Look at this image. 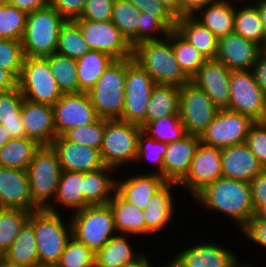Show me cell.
<instances>
[{
    "label": "cell",
    "mask_w": 266,
    "mask_h": 267,
    "mask_svg": "<svg viewBox=\"0 0 266 267\" xmlns=\"http://www.w3.org/2000/svg\"><path fill=\"white\" fill-rule=\"evenodd\" d=\"M194 198L201 206L222 213L238 224L240 231L255 216L249 182L221 177L205 186Z\"/></svg>",
    "instance_id": "obj_1"
},
{
    "label": "cell",
    "mask_w": 266,
    "mask_h": 267,
    "mask_svg": "<svg viewBox=\"0 0 266 267\" xmlns=\"http://www.w3.org/2000/svg\"><path fill=\"white\" fill-rule=\"evenodd\" d=\"M132 58L157 85L181 87L190 81L178 64L168 38L138 43L133 47Z\"/></svg>",
    "instance_id": "obj_2"
},
{
    "label": "cell",
    "mask_w": 266,
    "mask_h": 267,
    "mask_svg": "<svg viewBox=\"0 0 266 267\" xmlns=\"http://www.w3.org/2000/svg\"><path fill=\"white\" fill-rule=\"evenodd\" d=\"M67 20L48 5L27 15L21 40L23 52L28 57H47L56 51L61 27Z\"/></svg>",
    "instance_id": "obj_3"
},
{
    "label": "cell",
    "mask_w": 266,
    "mask_h": 267,
    "mask_svg": "<svg viewBox=\"0 0 266 267\" xmlns=\"http://www.w3.org/2000/svg\"><path fill=\"white\" fill-rule=\"evenodd\" d=\"M29 222L34 227L39 263H57L72 237L71 220L64 223L60 212L46 209L32 211Z\"/></svg>",
    "instance_id": "obj_4"
},
{
    "label": "cell",
    "mask_w": 266,
    "mask_h": 267,
    "mask_svg": "<svg viewBox=\"0 0 266 267\" xmlns=\"http://www.w3.org/2000/svg\"><path fill=\"white\" fill-rule=\"evenodd\" d=\"M72 236L95 254L115 235L114 214L109 204L90 205L70 216Z\"/></svg>",
    "instance_id": "obj_5"
},
{
    "label": "cell",
    "mask_w": 266,
    "mask_h": 267,
    "mask_svg": "<svg viewBox=\"0 0 266 267\" xmlns=\"http://www.w3.org/2000/svg\"><path fill=\"white\" fill-rule=\"evenodd\" d=\"M126 59H115L88 92L99 118L121 120L124 109Z\"/></svg>",
    "instance_id": "obj_6"
},
{
    "label": "cell",
    "mask_w": 266,
    "mask_h": 267,
    "mask_svg": "<svg viewBox=\"0 0 266 267\" xmlns=\"http://www.w3.org/2000/svg\"><path fill=\"white\" fill-rule=\"evenodd\" d=\"M142 128L119 119H105L103 143L100 149L105 166L115 170L135 164L138 153V139Z\"/></svg>",
    "instance_id": "obj_7"
},
{
    "label": "cell",
    "mask_w": 266,
    "mask_h": 267,
    "mask_svg": "<svg viewBox=\"0 0 266 267\" xmlns=\"http://www.w3.org/2000/svg\"><path fill=\"white\" fill-rule=\"evenodd\" d=\"M62 171L52 146L41 145L27 169L32 200L39 209H46L55 198Z\"/></svg>",
    "instance_id": "obj_8"
},
{
    "label": "cell",
    "mask_w": 266,
    "mask_h": 267,
    "mask_svg": "<svg viewBox=\"0 0 266 267\" xmlns=\"http://www.w3.org/2000/svg\"><path fill=\"white\" fill-rule=\"evenodd\" d=\"M17 86L24 99L53 106L62 96L47 57L25 56Z\"/></svg>",
    "instance_id": "obj_9"
},
{
    "label": "cell",
    "mask_w": 266,
    "mask_h": 267,
    "mask_svg": "<svg viewBox=\"0 0 266 267\" xmlns=\"http://www.w3.org/2000/svg\"><path fill=\"white\" fill-rule=\"evenodd\" d=\"M156 83L133 58H126L124 109L121 120L145 126L147 105Z\"/></svg>",
    "instance_id": "obj_10"
},
{
    "label": "cell",
    "mask_w": 266,
    "mask_h": 267,
    "mask_svg": "<svg viewBox=\"0 0 266 267\" xmlns=\"http://www.w3.org/2000/svg\"><path fill=\"white\" fill-rule=\"evenodd\" d=\"M179 100V116L186 133L200 137L220 109L191 81L179 87Z\"/></svg>",
    "instance_id": "obj_11"
},
{
    "label": "cell",
    "mask_w": 266,
    "mask_h": 267,
    "mask_svg": "<svg viewBox=\"0 0 266 267\" xmlns=\"http://www.w3.org/2000/svg\"><path fill=\"white\" fill-rule=\"evenodd\" d=\"M230 111L241 113L255 122H262L266 114V94L256 82L252 70L231 71Z\"/></svg>",
    "instance_id": "obj_12"
},
{
    "label": "cell",
    "mask_w": 266,
    "mask_h": 267,
    "mask_svg": "<svg viewBox=\"0 0 266 267\" xmlns=\"http://www.w3.org/2000/svg\"><path fill=\"white\" fill-rule=\"evenodd\" d=\"M255 123L250 117L228 109H220L200 142L217 148H225L246 142L250 127Z\"/></svg>",
    "instance_id": "obj_13"
},
{
    "label": "cell",
    "mask_w": 266,
    "mask_h": 267,
    "mask_svg": "<svg viewBox=\"0 0 266 267\" xmlns=\"http://www.w3.org/2000/svg\"><path fill=\"white\" fill-rule=\"evenodd\" d=\"M81 29L84 40L91 50L102 51L114 59L131 58L133 46L111 22H95L86 19L74 20Z\"/></svg>",
    "instance_id": "obj_14"
},
{
    "label": "cell",
    "mask_w": 266,
    "mask_h": 267,
    "mask_svg": "<svg viewBox=\"0 0 266 267\" xmlns=\"http://www.w3.org/2000/svg\"><path fill=\"white\" fill-rule=\"evenodd\" d=\"M52 107L56 137L71 128L89 125L99 119L88 92L62 94Z\"/></svg>",
    "instance_id": "obj_15"
},
{
    "label": "cell",
    "mask_w": 266,
    "mask_h": 267,
    "mask_svg": "<svg viewBox=\"0 0 266 267\" xmlns=\"http://www.w3.org/2000/svg\"><path fill=\"white\" fill-rule=\"evenodd\" d=\"M222 177L221 149L199 143L187 176L179 183L195 196L205 186Z\"/></svg>",
    "instance_id": "obj_16"
},
{
    "label": "cell",
    "mask_w": 266,
    "mask_h": 267,
    "mask_svg": "<svg viewBox=\"0 0 266 267\" xmlns=\"http://www.w3.org/2000/svg\"><path fill=\"white\" fill-rule=\"evenodd\" d=\"M230 74L223 63L208 59L190 81L202 89L219 109H227L230 104Z\"/></svg>",
    "instance_id": "obj_17"
},
{
    "label": "cell",
    "mask_w": 266,
    "mask_h": 267,
    "mask_svg": "<svg viewBox=\"0 0 266 267\" xmlns=\"http://www.w3.org/2000/svg\"><path fill=\"white\" fill-rule=\"evenodd\" d=\"M263 48L235 32L218 39L216 60L230 71L252 70Z\"/></svg>",
    "instance_id": "obj_18"
},
{
    "label": "cell",
    "mask_w": 266,
    "mask_h": 267,
    "mask_svg": "<svg viewBox=\"0 0 266 267\" xmlns=\"http://www.w3.org/2000/svg\"><path fill=\"white\" fill-rule=\"evenodd\" d=\"M0 208L36 211L27 170L0 167Z\"/></svg>",
    "instance_id": "obj_19"
},
{
    "label": "cell",
    "mask_w": 266,
    "mask_h": 267,
    "mask_svg": "<svg viewBox=\"0 0 266 267\" xmlns=\"http://www.w3.org/2000/svg\"><path fill=\"white\" fill-rule=\"evenodd\" d=\"M51 146L63 171L86 173L105 166L99 149L68 141L63 136L56 137Z\"/></svg>",
    "instance_id": "obj_20"
},
{
    "label": "cell",
    "mask_w": 266,
    "mask_h": 267,
    "mask_svg": "<svg viewBox=\"0 0 266 267\" xmlns=\"http://www.w3.org/2000/svg\"><path fill=\"white\" fill-rule=\"evenodd\" d=\"M222 177L250 182L265 169L246 143L221 149Z\"/></svg>",
    "instance_id": "obj_21"
},
{
    "label": "cell",
    "mask_w": 266,
    "mask_h": 267,
    "mask_svg": "<svg viewBox=\"0 0 266 267\" xmlns=\"http://www.w3.org/2000/svg\"><path fill=\"white\" fill-rule=\"evenodd\" d=\"M21 118L28 138L34 139L40 145H51L56 138L54 112L51 105L24 99Z\"/></svg>",
    "instance_id": "obj_22"
},
{
    "label": "cell",
    "mask_w": 266,
    "mask_h": 267,
    "mask_svg": "<svg viewBox=\"0 0 266 267\" xmlns=\"http://www.w3.org/2000/svg\"><path fill=\"white\" fill-rule=\"evenodd\" d=\"M200 137L187 134L181 140L168 143L163 159V178L179 184L188 174Z\"/></svg>",
    "instance_id": "obj_23"
},
{
    "label": "cell",
    "mask_w": 266,
    "mask_h": 267,
    "mask_svg": "<svg viewBox=\"0 0 266 267\" xmlns=\"http://www.w3.org/2000/svg\"><path fill=\"white\" fill-rule=\"evenodd\" d=\"M176 257L184 267H238L240 258L224 246L199 243L179 251Z\"/></svg>",
    "instance_id": "obj_24"
},
{
    "label": "cell",
    "mask_w": 266,
    "mask_h": 267,
    "mask_svg": "<svg viewBox=\"0 0 266 267\" xmlns=\"http://www.w3.org/2000/svg\"><path fill=\"white\" fill-rule=\"evenodd\" d=\"M153 172L116 179V191L131 205L145 209L153 194L166 183L161 175Z\"/></svg>",
    "instance_id": "obj_25"
},
{
    "label": "cell",
    "mask_w": 266,
    "mask_h": 267,
    "mask_svg": "<svg viewBox=\"0 0 266 267\" xmlns=\"http://www.w3.org/2000/svg\"><path fill=\"white\" fill-rule=\"evenodd\" d=\"M176 186L179 187V184L166 182L153 194L146 208L143 209L146 228L151 233L163 231L172 222L175 211L172 190Z\"/></svg>",
    "instance_id": "obj_26"
},
{
    "label": "cell",
    "mask_w": 266,
    "mask_h": 267,
    "mask_svg": "<svg viewBox=\"0 0 266 267\" xmlns=\"http://www.w3.org/2000/svg\"><path fill=\"white\" fill-rule=\"evenodd\" d=\"M82 191H84V173L62 171L55 198L46 210L58 213L56 206L61 204L64 208H70L74 211L72 213H75L90 206L84 199Z\"/></svg>",
    "instance_id": "obj_27"
},
{
    "label": "cell",
    "mask_w": 266,
    "mask_h": 267,
    "mask_svg": "<svg viewBox=\"0 0 266 267\" xmlns=\"http://www.w3.org/2000/svg\"><path fill=\"white\" fill-rule=\"evenodd\" d=\"M108 204L113 211L115 228L118 234L129 236L152 234L146 228L143 210L131 205L116 190Z\"/></svg>",
    "instance_id": "obj_28"
},
{
    "label": "cell",
    "mask_w": 266,
    "mask_h": 267,
    "mask_svg": "<svg viewBox=\"0 0 266 267\" xmlns=\"http://www.w3.org/2000/svg\"><path fill=\"white\" fill-rule=\"evenodd\" d=\"M193 16L214 33L218 39L234 32L235 6L230 0H217L207 4Z\"/></svg>",
    "instance_id": "obj_29"
},
{
    "label": "cell",
    "mask_w": 266,
    "mask_h": 267,
    "mask_svg": "<svg viewBox=\"0 0 266 267\" xmlns=\"http://www.w3.org/2000/svg\"><path fill=\"white\" fill-rule=\"evenodd\" d=\"M175 29L207 59L216 58L218 38L194 16H181L176 19Z\"/></svg>",
    "instance_id": "obj_30"
},
{
    "label": "cell",
    "mask_w": 266,
    "mask_h": 267,
    "mask_svg": "<svg viewBox=\"0 0 266 267\" xmlns=\"http://www.w3.org/2000/svg\"><path fill=\"white\" fill-rule=\"evenodd\" d=\"M114 168L104 166L98 170L84 173V199L90 205L108 204L114 191L116 190V179L110 177L109 173L114 172Z\"/></svg>",
    "instance_id": "obj_31"
},
{
    "label": "cell",
    "mask_w": 266,
    "mask_h": 267,
    "mask_svg": "<svg viewBox=\"0 0 266 267\" xmlns=\"http://www.w3.org/2000/svg\"><path fill=\"white\" fill-rule=\"evenodd\" d=\"M114 60L109 54L97 50H90L76 60L79 93L89 92Z\"/></svg>",
    "instance_id": "obj_32"
},
{
    "label": "cell",
    "mask_w": 266,
    "mask_h": 267,
    "mask_svg": "<svg viewBox=\"0 0 266 267\" xmlns=\"http://www.w3.org/2000/svg\"><path fill=\"white\" fill-rule=\"evenodd\" d=\"M40 147L28 137L12 138L0 148V167L27 170Z\"/></svg>",
    "instance_id": "obj_33"
},
{
    "label": "cell",
    "mask_w": 266,
    "mask_h": 267,
    "mask_svg": "<svg viewBox=\"0 0 266 267\" xmlns=\"http://www.w3.org/2000/svg\"><path fill=\"white\" fill-rule=\"evenodd\" d=\"M23 100L18 86L0 93V125L8 129L11 138L27 137L21 118Z\"/></svg>",
    "instance_id": "obj_34"
},
{
    "label": "cell",
    "mask_w": 266,
    "mask_h": 267,
    "mask_svg": "<svg viewBox=\"0 0 266 267\" xmlns=\"http://www.w3.org/2000/svg\"><path fill=\"white\" fill-rule=\"evenodd\" d=\"M2 257L10 263L27 267H35L39 263L34 227L29 221Z\"/></svg>",
    "instance_id": "obj_35"
},
{
    "label": "cell",
    "mask_w": 266,
    "mask_h": 267,
    "mask_svg": "<svg viewBox=\"0 0 266 267\" xmlns=\"http://www.w3.org/2000/svg\"><path fill=\"white\" fill-rule=\"evenodd\" d=\"M179 101V87L156 84L147 105L145 125L168 115H179Z\"/></svg>",
    "instance_id": "obj_36"
},
{
    "label": "cell",
    "mask_w": 266,
    "mask_h": 267,
    "mask_svg": "<svg viewBox=\"0 0 266 267\" xmlns=\"http://www.w3.org/2000/svg\"><path fill=\"white\" fill-rule=\"evenodd\" d=\"M127 235L113 236L96 254L95 261L102 267H122L135 261L142 253L134 252Z\"/></svg>",
    "instance_id": "obj_37"
},
{
    "label": "cell",
    "mask_w": 266,
    "mask_h": 267,
    "mask_svg": "<svg viewBox=\"0 0 266 267\" xmlns=\"http://www.w3.org/2000/svg\"><path fill=\"white\" fill-rule=\"evenodd\" d=\"M141 11L126 0H114L111 22L134 47L138 44V26Z\"/></svg>",
    "instance_id": "obj_38"
},
{
    "label": "cell",
    "mask_w": 266,
    "mask_h": 267,
    "mask_svg": "<svg viewBox=\"0 0 266 267\" xmlns=\"http://www.w3.org/2000/svg\"><path fill=\"white\" fill-rule=\"evenodd\" d=\"M234 32L264 49L263 25L257 7L253 3L235 7Z\"/></svg>",
    "instance_id": "obj_39"
},
{
    "label": "cell",
    "mask_w": 266,
    "mask_h": 267,
    "mask_svg": "<svg viewBox=\"0 0 266 267\" xmlns=\"http://www.w3.org/2000/svg\"><path fill=\"white\" fill-rule=\"evenodd\" d=\"M167 38L172 43L175 57L182 71L191 79L208 59L176 29H172Z\"/></svg>",
    "instance_id": "obj_40"
},
{
    "label": "cell",
    "mask_w": 266,
    "mask_h": 267,
    "mask_svg": "<svg viewBox=\"0 0 266 267\" xmlns=\"http://www.w3.org/2000/svg\"><path fill=\"white\" fill-rule=\"evenodd\" d=\"M47 59L62 94L79 93L76 60L56 52L47 56Z\"/></svg>",
    "instance_id": "obj_41"
},
{
    "label": "cell",
    "mask_w": 266,
    "mask_h": 267,
    "mask_svg": "<svg viewBox=\"0 0 266 267\" xmlns=\"http://www.w3.org/2000/svg\"><path fill=\"white\" fill-rule=\"evenodd\" d=\"M31 212L25 209L0 208V257L6 253L29 221Z\"/></svg>",
    "instance_id": "obj_42"
},
{
    "label": "cell",
    "mask_w": 266,
    "mask_h": 267,
    "mask_svg": "<svg viewBox=\"0 0 266 267\" xmlns=\"http://www.w3.org/2000/svg\"><path fill=\"white\" fill-rule=\"evenodd\" d=\"M90 50L80 26L74 20H67L61 27L55 52L78 60Z\"/></svg>",
    "instance_id": "obj_43"
},
{
    "label": "cell",
    "mask_w": 266,
    "mask_h": 267,
    "mask_svg": "<svg viewBox=\"0 0 266 267\" xmlns=\"http://www.w3.org/2000/svg\"><path fill=\"white\" fill-rule=\"evenodd\" d=\"M142 131L150 138L163 143L179 141L187 135L179 115H168L148 122Z\"/></svg>",
    "instance_id": "obj_44"
},
{
    "label": "cell",
    "mask_w": 266,
    "mask_h": 267,
    "mask_svg": "<svg viewBox=\"0 0 266 267\" xmlns=\"http://www.w3.org/2000/svg\"><path fill=\"white\" fill-rule=\"evenodd\" d=\"M27 13L5 0H0V39L21 41Z\"/></svg>",
    "instance_id": "obj_45"
},
{
    "label": "cell",
    "mask_w": 266,
    "mask_h": 267,
    "mask_svg": "<svg viewBox=\"0 0 266 267\" xmlns=\"http://www.w3.org/2000/svg\"><path fill=\"white\" fill-rule=\"evenodd\" d=\"M104 129L105 119L99 118L92 124L71 128L62 136L68 141L100 150L103 143Z\"/></svg>",
    "instance_id": "obj_46"
},
{
    "label": "cell",
    "mask_w": 266,
    "mask_h": 267,
    "mask_svg": "<svg viewBox=\"0 0 266 267\" xmlns=\"http://www.w3.org/2000/svg\"><path fill=\"white\" fill-rule=\"evenodd\" d=\"M168 148V143L158 142L143 131L139 134L138 139V153L135 164L146 160L153 165H156L157 171L154 172L163 177V159Z\"/></svg>",
    "instance_id": "obj_47"
},
{
    "label": "cell",
    "mask_w": 266,
    "mask_h": 267,
    "mask_svg": "<svg viewBox=\"0 0 266 267\" xmlns=\"http://www.w3.org/2000/svg\"><path fill=\"white\" fill-rule=\"evenodd\" d=\"M94 262L95 253L72 236L57 264L59 267H88Z\"/></svg>",
    "instance_id": "obj_48"
},
{
    "label": "cell",
    "mask_w": 266,
    "mask_h": 267,
    "mask_svg": "<svg viewBox=\"0 0 266 267\" xmlns=\"http://www.w3.org/2000/svg\"><path fill=\"white\" fill-rule=\"evenodd\" d=\"M25 55L21 41L0 39V68L20 76Z\"/></svg>",
    "instance_id": "obj_49"
},
{
    "label": "cell",
    "mask_w": 266,
    "mask_h": 267,
    "mask_svg": "<svg viewBox=\"0 0 266 267\" xmlns=\"http://www.w3.org/2000/svg\"><path fill=\"white\" fill-rule=\"evenodd\" d=\"M171 28L158 16L147 12L140 13V24L138 26V43L165 39L169 36ZM160 35H156V34ZM162 38H161V37Z\"/></svg>",
    "instance_id": "obj_50"
},
{
    "label": "cell",
    "mask_w": 266,
    "mask_h": 267,
    "mask_svg": "<svg viewBox=\"0 0 266 267\" xmlns=\"http://www.w3.org/2000/svg\"><path fill=\"white\" fill-rule=\"evenodd\" d=\"M245 143L266 169V123L255 122L249 129Z\"/></svg>",
    "instance_id": "obj_51"
},
{
    "label": "cell",
    "mask_w": 266,
    "mask_h": 267,
    "mask_svg": "<svg viewBox=\"0 0 266 267\" xmlns=\"http://www.w3.org/2000/svg\"><path fill=\"white\" fill-rule=\"evenodd\" d=\"M114 0H87L81 16L77 19H86L95 22L111 20Z\"/></svg>",
    "instance_id": "obj_52"
},
{
    "label": "cell",
    "mask_w": 266,
    "mask_h": 267,
    "mask_svg": "<svg viewBox=\"0 0 266 267\" xmlns=\"http://www.w3.org/2000/svg\"><path fill=\"white\" fill-rule=\"evenodd\" d=\"M135 5L141 12L156 15L171 29L176 27V18L162 5L159 0H126Z\"/></svg>",
    "instance_id": "obj_53"
},
{
    "label": "cell",
    "mask_w": 266,
    "mask_h": 267,
    "mask_svg": "<svg viewBox=\"0 0 266 267\" xmlns=\"http://www.w3.org/2000/svg\"><path fill=\"white\" fill-rule=\"evenodd\" d=\"M255 215L266 209V169L250 182Z\"/></svg>",
    "instance_id": "obj_54"
},
{
    "label": "cell",
    "mask_w": 266,
    "mask_h": 267,
    "mask_svg": "<svg viewBox=\"0 0 266 267\" xmlns=\"http://www.w3.org/2000/svg\"><path fill=\"white\" fill-rule=\"evenodd\" d=\"M240 233L246 236L249 241L266 248V220H263L259 215H255Z\"/></svg>",
    "instance_id": "obj_55"
},
{
    "label": "cell",
    "mask_w": 266,
    "mask_h": 267,
    "mask_svg": "<svg viewBox=\"0 0 266 267\" xmlns=\"http://www.w3.org/2000/svg\"><path fill=\"white\" fill-rule=\"evenodd\" d=\"M87 0H50V5L66 20L79 18Z\"/></svg>",
    "instance_id": "obj_56"
},
{
    "label": "cell",
    "mask_w": 266,
    "mask_h": 267,
    "mask_svg": "<svg viewBox=\"0 0 266 267\" xmlns=\"http://www.w3.org/2000/svg\"><path fill=\"white\" fill-rule=\"evenodd\" d=\"M256 82L266 94V49H263L252 69Z\"/></svg>",
    "instance_id": "obj_57"
},
{
    "label": "cell",
    "mask_w": 266,
    "mask_h": 267,
    "mask_svg": "<svg viewBox=\"0 0 266 267\" xmlns=\"http://www.w3.org/2000/svg\"><path fill=\"white\" fill-rule=\"evenodd\" d=\"M217 0H179L180 17L193 16L199 9Z\"/></svg>",
    "instance_id": "obj_58"
},
{
    "label": "cell",
    "mask_w": 266,
    "mask_h": 267,
    "mask_svg": "<svg viewBox=\"0 0 266 267\" xmlns=\"http://www.w3.org/2000/svg\"><path fill=\"white\" fill-rule=\"evenodd\" d=\"M9 4L16 6L19 10L32 13L37 9L44 8L50 5V0H5Z\"/></svg>",
    "instance_id": "obj_59"
},
{
    "label": "cell",
    "mask_w": 266,
    "mask_h": 267,
    "mask_svg": "<svg viewBox=\"0 0 266 267\" xmlns=\"http://www.w3.org/2000/svg\"><path fill=\"white\" fill-rule=\"evenodd\" d=\"M17 87V78L8 70L0 68V93Z\"/></svg>",
    "instance_id": "obj_60"
},
{
    "label": "cell",
    "mask_w": 266,
    "mask_h": 267,
    "mask_svg": "<svg viewBox=\"0 0 266 267\" xmlns=\"http://www.w3.org/2000/svg\"><path fill=\"white\" fill-rule=\"evenodd\" d=\"M258 10L264 31V49H266V0H255L253 3Z\"/></svg>",
    "instance_id": "obj_61"
},
{
    "label": "cell",
    "mask_w": 266,
    "mask_h": 267,
    "mask_svg": "<svg viewBox=\"0 0 266 267\" xmlns=\"http://www.w3.org/2000/svg\"><path fill=\"white\" fill-rule=\"evenodd\" d=\"M162 5L176 18H180L179 0H159Z\"/></svg>",
    "instance_id": "obj_62"
},
{
    "label": "cell",
    "mask_w": 266,
    "mask_h": 267,
    "mask_svg": "<svg viewBox=\"0 0 266 267\" xmlns=\"http://www.w3.org/2000/svg\"><path fill=\"white\" fill-rule=\"evenodd\" d=\"M149 257L146 254H142L135 261L123 265L122 267H153L152 264L148 261Z\"/></svg>",
    "instance_id": "obj_63"
},
{
    "label": "cell",
    "mask_w": 266,
    "mask_h": 267,
    "mask_svg": "<svg viewBox=\"0 0 266 267\" xmlns=\"http://www.w3.org/2000/svg\"><path fill=\"white\" fill-rule=\"evenodd\" d=\"M11 138L8 129L5 128V126L0 125V148Z\"/></svg>",
    "instance_id": "obj_64"
},
{
    "label": "cell",
    "mask_w": 266,
    "mask_h": 267,
    "mask_svg": "<svg viewBox=\"0 0 266 267\" xmlns=\"http://www.w3.org/2000/svg\"><path fill=\"white\" fill-rule=\"evenodd\" d=\"M158 267H184V265L175 256L171 261H169V263L167 262L166 265H161Z\"/></svg>",
    "instance_id": "obj_65"
},
{
    "label": "cell",
    "mask_w": 266,
    "mask_h": 267,
    "mask_svg": "<svg viewBox=\"0 0 266 267\" xmlns=\"http://www.w3.org/2000/svg\"><path fill=\"white\" fill-rule=\"evenodd\" d=\"M0 267H27V266L15 265L13 263L8 262L3 257H0Z\"/></svg>",
    "instance_id": "obj_66"
},
{
    "label": "cell",
    "mask_w": 266,
    "mask_h": 267,
    "mask_svg": "<svg viewBox=\"0 0 266 267\" xmlns=\"http://www.w3.org/2000/svg\"><path fill=\"white\" fill-rule=\"evenodd\" d=\"M35 267H59L57 263H38Z\"/></svg>",
    "instance_id": "obj_67"
},
{
    "label": "cell",
    "mask_w": 266,
    "mask_h": 267,
    "mask_svg": "<svg viewBox=\"0 0 266 267\" xmlns=\"http://www.w3.org/2000/svg\"><path fill=\"white\" fill-rule=\"evenodd\" d=\"M259 216L263 219V220H266V209H264L260 214Z\"/></svg>",
    "instance_id": "obj_68"
},
{
    "label": "cell",
    "mask_w": 266,
    "mask_h": 267,
    "mask_svg": "<svg viewBox=\"0 0 266 267\" xmlns=\"http://www.w3.org/2000/svg\"><path fill=\"white\" fill-rule=\"evenodd\" d=\"M238 267H254V265L252 266L251 264H240Z\"/></svg>",
    "instance_id": "obj_69"
},
{
    "label": "cell",
    "mask_w": 266,
    "mask_h": 267,
    "mask_svg": "<svg viewBox=\"0 0 266 267\" xmlns=\"http://www.w3.org/2000/svg\"><path fill=\"white\" fill-rule=\"evenodd\" d=\"M88 267H102V266H100V265L95 261L92 265H90V266H88Z\"/></svg>",
    "instance_id": "obj_70"
},
{
    "label": "cell",
    "mask_w": 266,
    "mask_h": 267,
    "mask_svg": "<svg viewBox=\"0 0 266 267\" xmlns=\"http://www.w3.org/2000/svg\"><path fill=\"white\" fill-rule=\"evenodd\" d=\"M226 1H229V0H226ZM230 1H232V0H230ZM234 1H235V0H234ZM236 1H238V2H237L238 4H239V1L242 2V4H243V2H244V3L247 2V0H236ZM248 2H250V0H249Z\"/></svg>",
    "instance_id": "obj_71"
},
{
    "label": "cell",
    "mask_w": 266,
    "mask_h": 267,
    "mask_svg": "<svg viewBox=\"0 0 266 267\" xmlns=\"http://www.w3.org/2000/svg\"><path fill=\"white\" fill-rule=\"evenodd\" d=\"M263 122H265V123H266V114H265V117H264V120H263Z\"/></svg>",
    "instance_id": "obj_72"
}]
</instances>
